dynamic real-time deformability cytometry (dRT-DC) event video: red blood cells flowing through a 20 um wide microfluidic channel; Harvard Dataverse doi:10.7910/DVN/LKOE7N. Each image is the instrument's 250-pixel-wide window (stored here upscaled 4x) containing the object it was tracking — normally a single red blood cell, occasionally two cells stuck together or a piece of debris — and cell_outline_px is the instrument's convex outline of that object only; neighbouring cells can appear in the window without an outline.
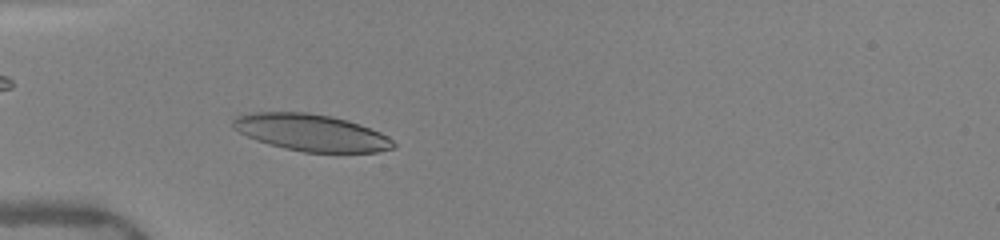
{"species": "human", "species_latin": "Homo sapiens", "temperature_condition": "warm", "stored_images_in_passage": 44, "camera_frame_rate_fps": 3000, "um_per_image_px": 0.085, "donor": {"sex": "female"}, "frame": {"image": 1, "passage_image": 14, "time_ms": 4.333, "image_size_px": [1000, 240], "cell_outline_px": [[396, 144], [392, 148], [376, 152], [304, 152], [284, 148], [268, 144], [256, 140], [232, 128], [232, 120], [236, 116], [252, 112], [308, 112], [332, 116], [348, 120], [380, 132], [388, 136]], "centroid_in_image_um": [26.43, 11.26], "position_along_channel_um": 58.6, "area_um2": 34.45}}
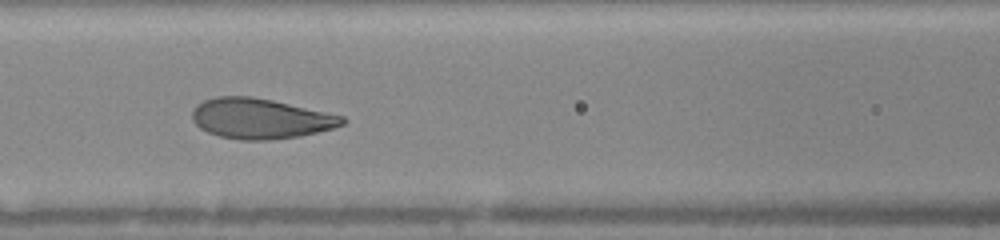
{"frame": {"image": 2, "passage_image": 21, "time_ms": 6.667, "image_size_px": [1000, 240], "cell_outline_px": [[348, 120], [344, 124], [332, 128], [300, 136], [268, 140], [240, 140], [220, 136], [208, 132], [200, 128], [192, 120], [192, 108], [196, 104], [204, 100], [216, 96], [252, 96], [272, 100], [344, 116]], "centroid_in_image_um": [22.11, 10.07], "position_along_channel_um": 144.5, "area_um2": 35.26}}
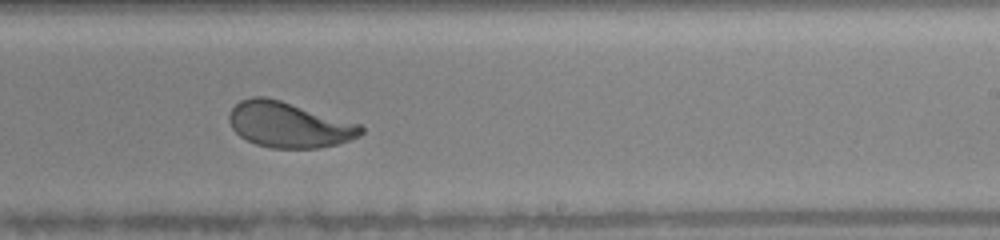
{"frame": {"image": 3, "passage_image": 30, "time_ms": 9.667, "image_size_px": [1000, 240], "cell_outline_px": [[364, 132], [360, 136], [336, 144], [320, 148], [272, 148], [256, 144], [240, 136], [232, 128], [228, 120], [228, 112], [240, 100], [252, 96], [264, 96], [280, 100], [360, 124], [364, 128]], "centroid_in_image_um": [24.53, 10.6], "position_along_channel_um": 264.5, "area_um2": 34.91}, "authors_computed_cell_mechanics": {"area_um2": 35.3447, "velocity_mm_per_s": 4.0132, "shape_relaxation_time_tau1_ms": 2.3686, "shape_relaxation_time_tau2_ms": null, "deformation_change_tau1": 0.1535, "deformation_change_tau2": null}}